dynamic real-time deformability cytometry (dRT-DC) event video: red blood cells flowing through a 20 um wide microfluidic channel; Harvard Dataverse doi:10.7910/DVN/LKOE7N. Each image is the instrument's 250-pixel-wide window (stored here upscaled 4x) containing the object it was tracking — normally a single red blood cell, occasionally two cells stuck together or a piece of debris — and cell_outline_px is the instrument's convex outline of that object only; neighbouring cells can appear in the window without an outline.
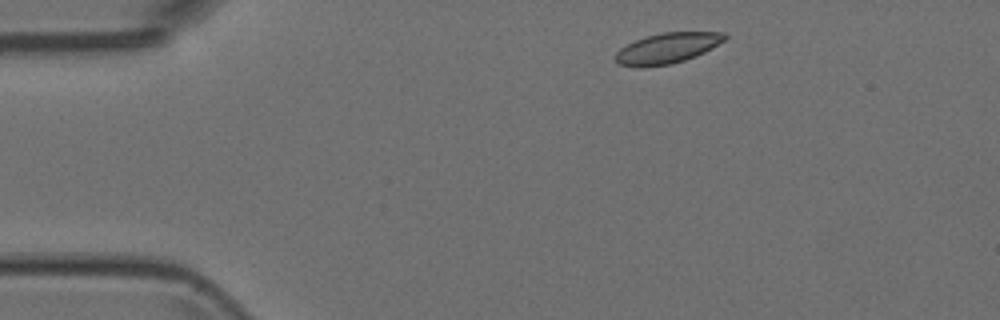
{"species": "Egyptian fruit bat (a non-hibernating species)", "species_latin": "Rousettus aegyptiacus", "temperature_condition": "room temperature", "stored_images_in_passage": 2, "camera_frame_rate_fps": 3000, "um_per_image_px": 0.085, "animal": {"sex": "female"}, "frame": {"image": 1, "passage_image": 1, "time_ms": 0.0, "image_size_px": [1000, 320], "cell_outline_px": [[728, 36], [724, 40], [712, 48], [696, 56], [684, 60], [668, 64], [636, 68], [620, 64], [616, 60], [616, 52], [620, 48], [644, 36], [660, 32], [728, 32]], "centroid_in_image_um": [56.73, 4.08], "position_along_channel_um": 28.3, "area_um2": 19.42}}